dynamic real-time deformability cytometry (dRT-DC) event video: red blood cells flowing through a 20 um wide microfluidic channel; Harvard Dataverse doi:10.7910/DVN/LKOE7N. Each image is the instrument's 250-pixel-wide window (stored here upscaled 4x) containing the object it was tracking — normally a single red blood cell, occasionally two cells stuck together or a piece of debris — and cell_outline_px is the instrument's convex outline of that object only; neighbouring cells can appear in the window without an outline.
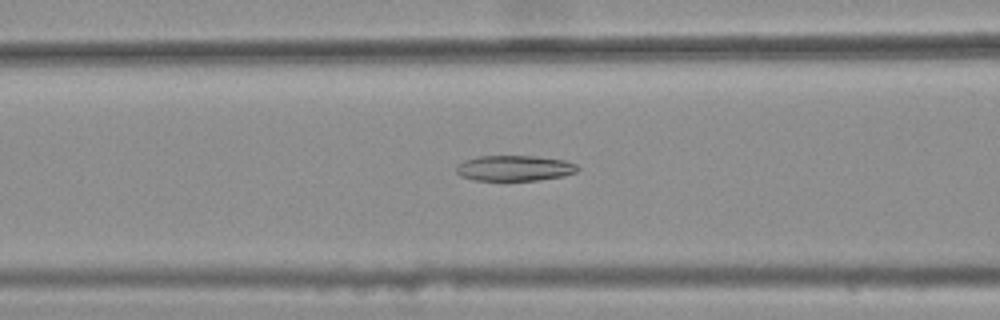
{"species": "common noctule bat (a hibernating species)", "species_latin": "Nyctalus noctula", "temperature_condition": "warm", "stored_images_in_passage": 41, "camera_frame_rate_fps": 3000, "um_per_image_px": 0.085, "animal": {"sex": "female", "body_mass_g": 25.1}, "frame": {"image": 1, "passage_image": 15, "time_ms": 4.667, "image_size_px": [1000, 320], "cell_outline_px": [[580, 168], [576, 172], [564, 176], [540, 180], [472, 180], [460, 176], [456, 172], [456, 164], [464, 160], [476, 156], [536, 156], [564, 160], [576, 164]], "centroid_in_image_um": [43.71, 14.29], "position_along_channel_um": 122.9, "area_um2": 18.26}}
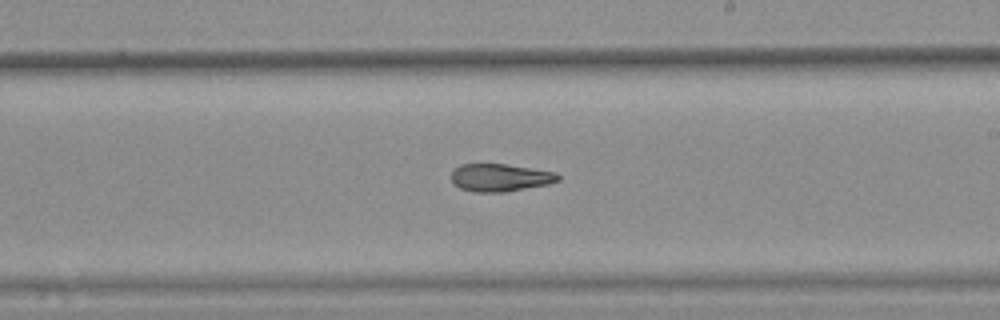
{"frame": {"image": 2, "passage_image": 25, "time_ms": 8.0, "image_size_px": [1000, 320], "cell_outline_px": [[560, 180], [548, 184], [504, 192], [472, 192], [460, 188], [452, 180], [452, 168], [460, 164], [504, 164], [532, 168], [556, 172], [560, 176]], "centroid_in_image_um": [42.5, 15.09], "position_along_channel_um": 246.5, "area_um2": 17.22}}
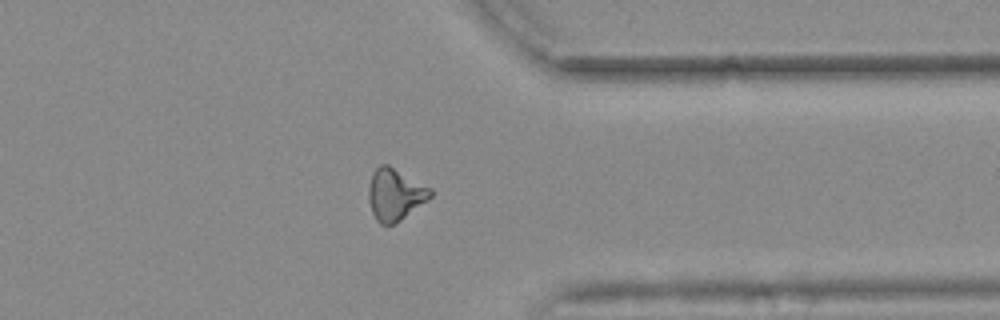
{"frame": {"image": 3, "passage_image": 36, "time_ms": 11.667, "image_size_px": [1000, 320], "cell_outline_px": [[432, 196], [428, 200], [400, 220], [392, 224], [380, 224], [376, 220], [372, 212], [368, 200], [368, 188], [372, 172], [380, 164], [388, 164], [432, 188]], "centroid_in_image_um": [33.57, 16.51], "position_along_channel_um": 377.8, "area_um2": 18.73}, "authors_computed_cell_mechanics": {"area_um2": 18.207, "velocity_mm_per_s": 3.7165, "shape_relaxation_time_tau1_ms": null, "shape_relaxation_time_tau2_ms": 4.2884, "deformation_change_tau1": null, "deformation_change_tau2": 0.1343}}